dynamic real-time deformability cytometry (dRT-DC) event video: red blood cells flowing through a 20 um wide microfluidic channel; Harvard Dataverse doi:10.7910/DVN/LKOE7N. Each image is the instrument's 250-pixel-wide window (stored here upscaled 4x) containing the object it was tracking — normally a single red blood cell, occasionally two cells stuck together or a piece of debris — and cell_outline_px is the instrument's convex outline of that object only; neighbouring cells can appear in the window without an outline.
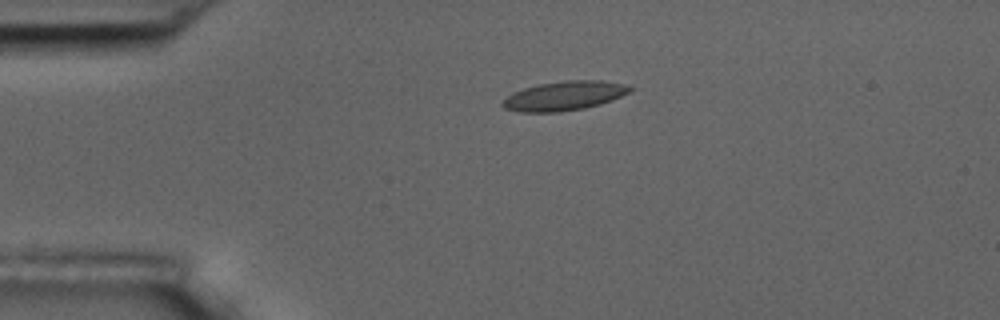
{"species": "common noctule bat (a hibernating species)", "species_latin": "Nyctalus noctula", "temperature_condition": "room temperature", "stored_images_in_passage": 2, "camera_frame_rate_fps": 3000, "um_per_image_px": 0.085, "animal": {"sex": "male", "body_mass_g": 17.5, "forearm_length_mm": 52.3}, "frame": {"image": 1, "passage_image": 1, "time_ms": 0.0, "image_size_px": [1000, 320], "cell_outline_px": [[632, 88], [628, 92], [612, 100], [600, 104], [584, 108], [560, 112], [520, 112], [504, 108], [500, 104], [512, 92], [524, 88], [540, 84], [564, 80], [600, 80], [624, 84]], "centroid_in_image_um": [47.93, 8.15], "position_along_channel_um": 37.1, "area_um2": 21.56}}